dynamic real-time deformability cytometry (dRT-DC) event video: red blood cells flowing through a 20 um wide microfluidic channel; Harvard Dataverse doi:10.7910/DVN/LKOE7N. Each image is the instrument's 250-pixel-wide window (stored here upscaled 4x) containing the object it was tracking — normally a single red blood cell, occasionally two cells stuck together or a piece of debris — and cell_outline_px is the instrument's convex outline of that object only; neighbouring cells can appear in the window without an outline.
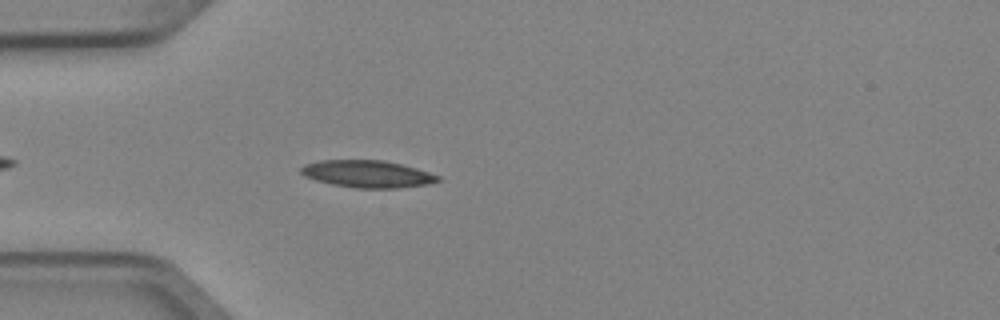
{"species": "Egyptian fruit bat (a non-hibernating species)", "species_latin": "Rousettus aegyptiacus", "temperature_condition": "cold", "stored_images_in_passage": 4, "camera_frame_rate_fps": 3000, "um_per_image_px": 0.085, "animal": {"sex": "female"}, "frame": {"image": 1, "passage_image": 4, "time_ms": 1.0, "image_size_px": [1000, 320], "cell_outline_px": [[440, 180], [428, 184], [396, 188], [356, 188], [332, 184], [316, 180], [304, 176], [300, 172], [300, 168], [304, 164], [320, 160], [384, 160], [416, 168], [440, 176]], "centroid_in_image_um": [31.2, 14.78], "position_along_channel_um": 53.8, "area_um2": 21.62}}